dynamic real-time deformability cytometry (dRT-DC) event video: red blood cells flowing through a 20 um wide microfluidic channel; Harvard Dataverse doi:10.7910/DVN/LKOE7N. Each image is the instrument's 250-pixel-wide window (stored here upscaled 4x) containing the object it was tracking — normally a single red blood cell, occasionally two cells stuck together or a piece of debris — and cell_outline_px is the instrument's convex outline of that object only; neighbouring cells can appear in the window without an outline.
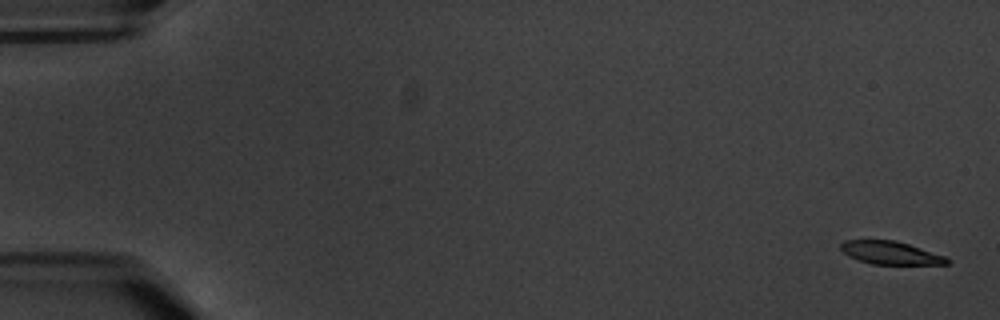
{"species": "common noctule bat (a hibernating species)", "species_latin": "Nyctalus noctula", "temperature_condition": "warm", "stored_images_in_passage": 6, "segment_of_instrument_passage": [1, 2], "camera_frame_rate_fps": 3000, "um_per_image_px": 0.085, "animal": {"sex": "male", "body_mass_g": 20.1, "forearm_length_mm": 53.5}, "frame": {"image": 1, "passage_image": 1, "time_ms": 0.0, "image_size_px": [1000, 320], "cell_outline_px": [[952, 260], [948, 264], [872, 264], [848, 256], [840, 248], [840, 244], [844, 240], [896, 240], [944, 256]], "centroid_in_image_um": [75.68, 21.49], "position_along_channel_um": 9.3, "area_um2": 14.1}}